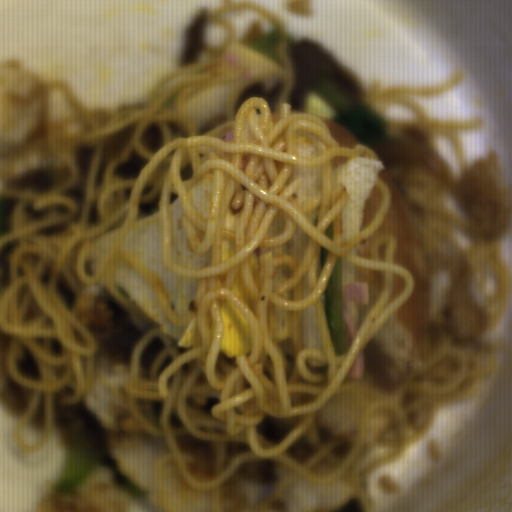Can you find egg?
Wrapping results in <instances>:
<instances>
[{
  "instance_id": "obj_1",
  "label": "egg",
  "mask_w": 512,
  "mask_h": 512,
  "mask_svg": "<svg viewBox=\"0 0 512 512\" xmlns=\"http://www.w3.org/2000/svg\"><path fill=\"white\" fill-rule=\"evenodd\" d=\"M222 339L220 351L228 360L250 354L252 334L248 319L242 309L232 302L225 301L221 308Z\"/></svg>"
},
{
  "instance_id": "obj_2",
  "label": "egg",
  "mask_w": 512,
  "mask_h": 512,
  "mask_svg": "<svg viewBox=\"0 0 512 512\" xmlns=\"http://www.w3.org/2000/svg\"><path fill=\"white\" fill-rule=\"evenodd\" d=\"M197 323L195 317L192 319V321L188 324V326L185 328L183 335L181 337L180 343L178 345V348L182 350H190L194 349L196 336H197Z\"/></svg>"
}]
</instances>
